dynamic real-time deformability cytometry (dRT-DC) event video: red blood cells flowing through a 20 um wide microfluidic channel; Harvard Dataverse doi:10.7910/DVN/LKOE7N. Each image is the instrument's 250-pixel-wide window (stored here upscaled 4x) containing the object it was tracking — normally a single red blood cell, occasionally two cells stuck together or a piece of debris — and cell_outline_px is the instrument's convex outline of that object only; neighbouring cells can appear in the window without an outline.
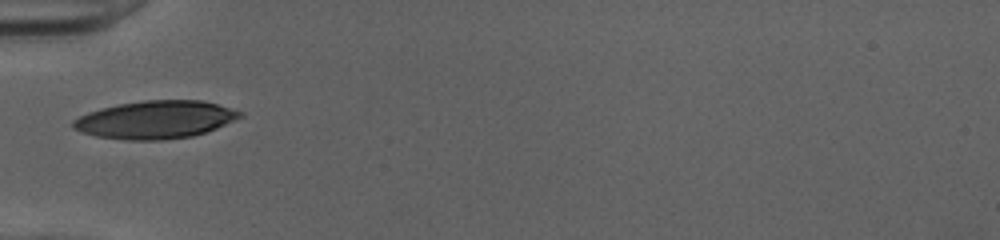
{"species": "human", "species_latin": "Homo sapiens", "temperature_condition": "cold", "stored_images_in_passage": 34, "camera_frame_rate_fps": 3000, "um_per_image_px": 0.085, "donor": {"sex": "female"}, "frame": {"image": 1, "passage_image": 1, "time_ms": 0.0, "image_size_px": [1000, 240], "cell_outline_px": [[244, 116], [216, 128], [192, 136], [164, 140], [128, 140], [96, 136], [80, 132], [72, 128], [72, 120], [88, 112], [100, 108], [120, 104], [144, 100], [204, 100], [244, 112]], "centroid_in_image_um": [13.21, 10.17], "position_along_channel_um": 71.8, "area_um2": 36.88}}
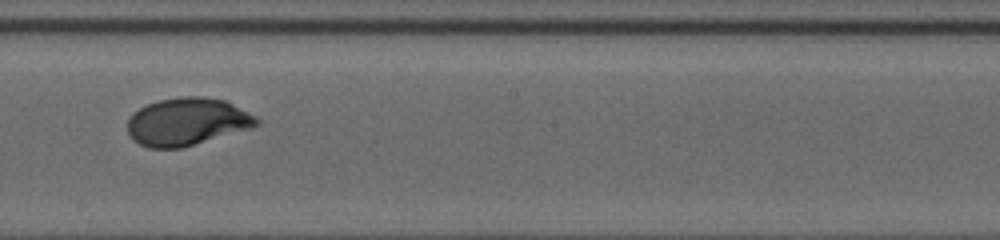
{"frame": {"image": 2, "passage_image": 13, "time_ms": 4.0, "image_size_px": [1000, 240], "cell_outline_px": [[260, 124], [252, 128], [180, 148], [148, 148], [132, 140], [128, 132], [128, 120], [140, 108], [148, 104], [160, 100], [180, 96], [200, 96], [224, 100], [256, 116], [260, 120]], "centroid_in_image_um": [15.92, 10.35], "position_along_channel_um": 232.3, "area_um2": 35.6}}
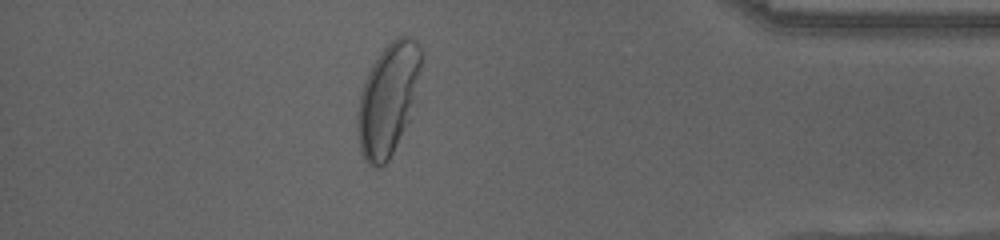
{"frame": {"image": 3, "passage_image": 28, "time_ms": 9.0, "image_size_px": [1000, 240], "cell_outline_px": [[420, 72], [416, 100], [408, 120], [388, 160], [380, 168], [376, 168], [368, 164], [364, 160], [360, 148], [356, 132], [356, 112], [360, 92], [364, 80], [372, 64], [380, 52], [396, 36], [404, 32], [416, 40], [420, 48]], "centroid_in_image_um": [32.96, 8.41], "position_along_channel_um": 402.2, "area_um2": 41.79}, "authors_computed_cell_mechanics": {"area_um2": 35.9805, "velocity_mm_per_s": 4.0228, "shape_relaxation_time_tau1_ms": 3.3527, "shape_relaxation_time_tau2_ms": null, "deformation_change_tau1": 0.1711, "deformation_change_tau2": null}}